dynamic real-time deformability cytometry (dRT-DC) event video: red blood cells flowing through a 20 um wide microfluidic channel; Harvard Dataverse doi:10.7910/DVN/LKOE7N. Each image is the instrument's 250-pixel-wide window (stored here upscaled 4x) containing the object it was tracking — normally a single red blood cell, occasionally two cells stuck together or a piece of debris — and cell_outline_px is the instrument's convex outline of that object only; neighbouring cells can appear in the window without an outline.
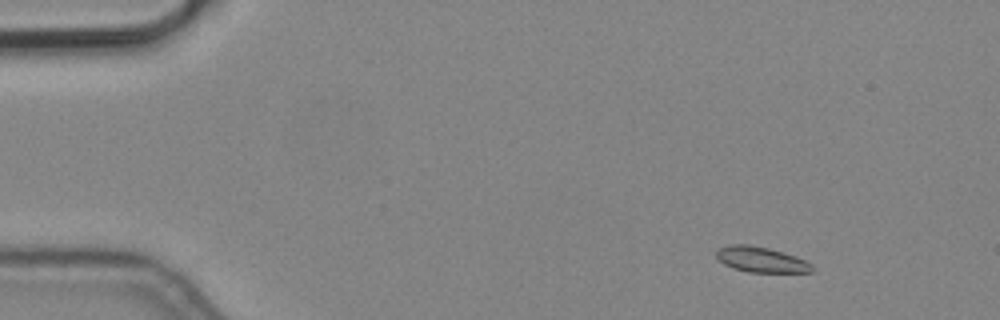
{"species": "common noctule bat (a hibernating species)", "species_latin": "Nyctalus noctula", "temperature_condition": "cold", "stored_images_in_passage": 5, "camera_frame_rate_fps": 3000, "um_per_image_px": 0.085, "animal": {"sex": "male", "body_mass_g": 19.2, "forearm_length_mm": 51.8}, "frame": {"image": 1, "passage_image": 2, "time_ms": 0.333, "image_size_px": [1000, 320], "cell_outline_px": [[816, 268], [812, 272], [748, 272], [732, 268], [724, 264], [716, 256], [716, 252], [720, 248], [732, 244], [748, 244], [768, 248], [796, 256], [812, 264]], "centroid_in_image_um": [64.72, 22.07], "position_along_channel_um": 20.3, "area_um2": 14.16}}
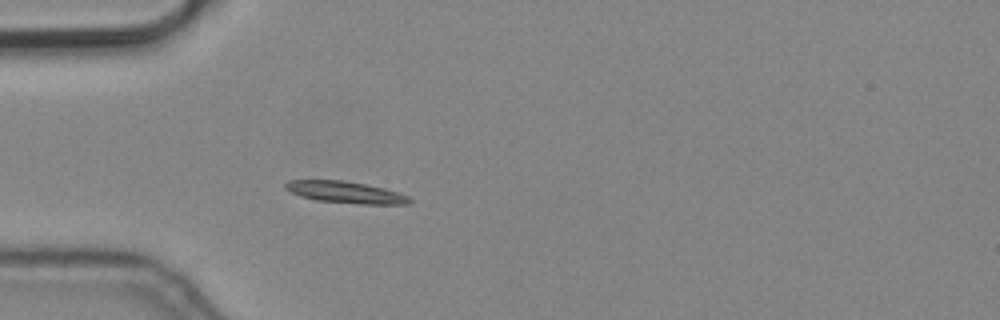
{"frame": {"image": 2, "passage_image": 5, "time_ms": 1.333, "image_size_px": [1000, 320], "cell_outline_px": [[412, 200], [408, 204], [360, 204], [316, 200], [300, 196], [284, 188], [284, 184], [288, 180], [344, 180], [384, 188], [408, 196]], "centroid_in_image_um": [29.35, 16.34], "position_along_channel_um": 55.7, "area_um2": 15.61}}